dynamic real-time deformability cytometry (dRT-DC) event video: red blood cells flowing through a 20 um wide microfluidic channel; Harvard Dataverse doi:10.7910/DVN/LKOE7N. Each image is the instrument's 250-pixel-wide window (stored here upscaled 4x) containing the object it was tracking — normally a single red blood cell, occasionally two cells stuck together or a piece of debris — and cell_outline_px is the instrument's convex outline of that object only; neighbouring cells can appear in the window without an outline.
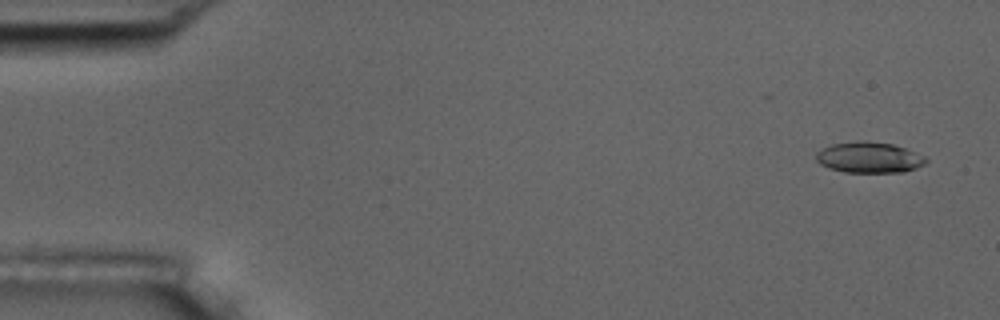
{"species": "common noctule bat (a hibernating species)", "species_latin": "Nyctalus noctula", "temperature_condition": "room temperature", "stored_images_in_passage": 6, "camera_frame_rate_fps": 3000, "um_per_image_px": 0.085, "animal": {"sex": "male", "body_mass_g": 17.5, "forearm_length_mm": 52.3}, "frame": {"image": 1, "passage_image": 1, "time_ms": 0.0, "image_size_px": [1000, 320], "cell_outline_px": [[928, 164], [904, 172], [844, 172], [828, 168], [820, 164], [816, 160], [816, 152], [832, 144], [864, 140], [892, 144], [904, 148], [924, 156], [928, 160]], "centroid_in_image_um": [73.89, 13.39], "position_along_channel_um": 11.1, "area_um2": 19.77}}
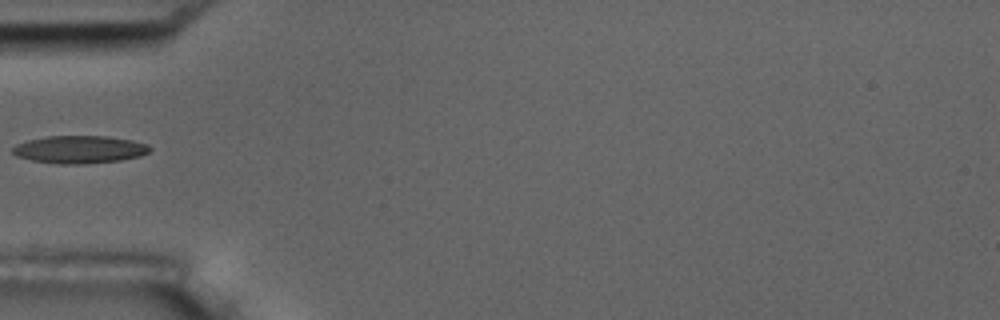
{"frame": {"image": 2, "passage_image": 5, "time_ms": 5.333, "image_size_px": [1000, 320], "cell_outline_px": [[152, 148], [148, 152], [140, 156], [120, 160], [84, 164], [56, 164], [32, 160], [16, 156], [12, 152], [12, 148], [16, 144], [28, 140], [48, 136], [104, 136], [132, 140], [148, 144]], "centroid_in_image_um": [6.75, 12.71], "position_along_channel_um": 78.2, "area_um2": 22.14}}